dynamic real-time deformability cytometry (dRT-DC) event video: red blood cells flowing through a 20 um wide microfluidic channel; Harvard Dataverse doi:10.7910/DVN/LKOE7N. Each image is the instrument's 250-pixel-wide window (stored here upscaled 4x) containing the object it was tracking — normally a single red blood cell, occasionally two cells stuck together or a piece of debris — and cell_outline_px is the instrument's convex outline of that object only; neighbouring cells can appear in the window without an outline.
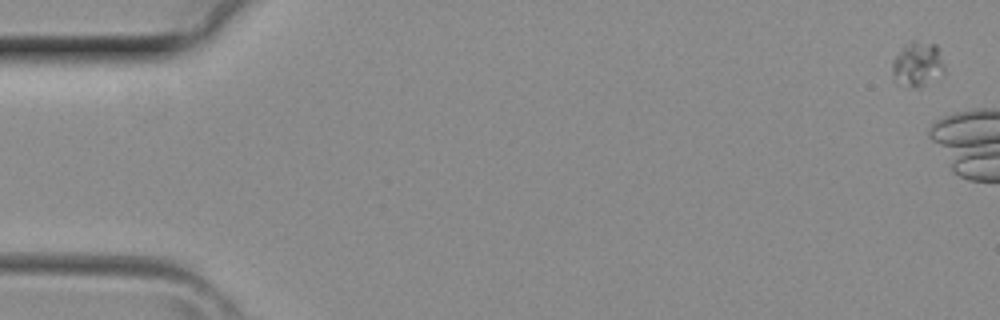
{"species": "common noctule bat (a hibernating species)", "species_latin": "Nyctalus noctula", "temperature_condition": "room temperature", "stored_images_in_passage": 4, "camera_frame_rate_fps": 3000, "um_per_image_px": 0.085, "animal": {"sex": "female", "body_mass_g": 29.2, "forearm_length_mm": 56.3}, "frame": {"image": 1, "passage_image": 1, "time_ms": 0.0, "image_size_px": [1000, 320], "cell_outline_px": [[944, 76], [920, 88], [916, 88], [908, 84], [892, 72], [892, 60], [908, 40], [916, 40], [936, 44], [944, 64]], "centroid_in_image_um": [78.07, 5.41], "position_along_channel_um": 6.9, "area_um2": 13.47}}